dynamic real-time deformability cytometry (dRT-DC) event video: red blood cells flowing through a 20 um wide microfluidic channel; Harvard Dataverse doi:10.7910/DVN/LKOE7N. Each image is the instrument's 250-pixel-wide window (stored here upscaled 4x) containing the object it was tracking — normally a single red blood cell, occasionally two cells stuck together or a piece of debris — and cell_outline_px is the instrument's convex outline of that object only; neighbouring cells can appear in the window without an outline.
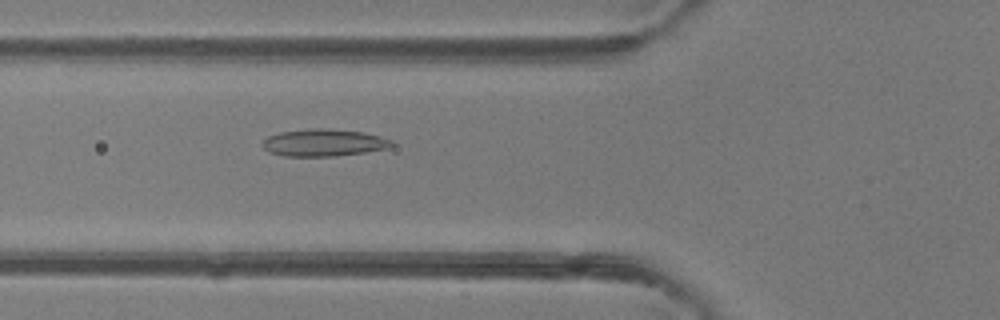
{"species": "common noctule bat (a hibernating species)", "species_latin": "Nyctalus noctula", "temperature_condition": "room temperature", "stored_images_in_passage": 34, "camera_frame_rate_fps": 3000, "um_per_image_px": 0.085, "animal": {"sex": "female"}, "frame": {"image": 1, "passage_image": 3, "time_ms": 0.667, "image_size_px": [1000, 320], "cell_outline_px": [[396, 144], [388, 148], [364, 152], [336, 156], [284, 156], [268, 152], [260, 144], [268, 136], [280, 132], [312, 128], [328, 128], [364, 132], [380, 136], [392, 140]], "centroid_in_image_um": [27.52, 12.12], "position_along_channel_um": 98.3, "area_um2": 20.63}}
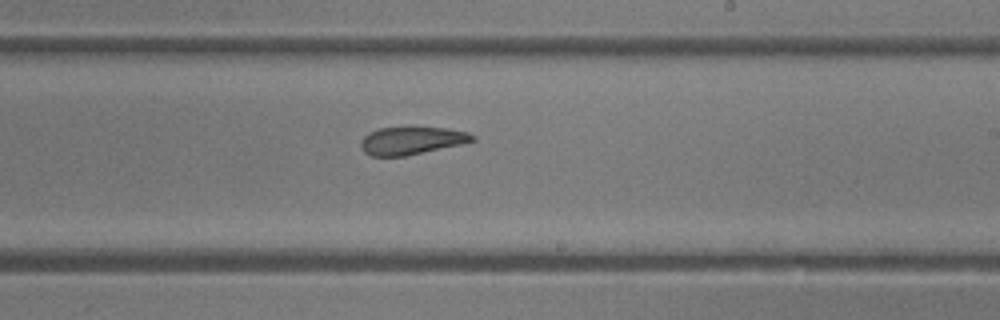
{"frame": {"image": 2, "passage_image": 14, "time_ms": 4.333, "image_size_px": [1000, 320], "cell_outline_px": [[476, 140], [460, 144], [404, 156], [372, 156], [364, 152], [360, 144], [360, 140], [368, 132], [380, 128], [412, 124], [416, 124], [448, 128], [468, 132], [476, 136]], "centroid_in_image_um": [34.98, 11.88], "position_along_channel_um": 254.0, "area_um2": 18.84}}
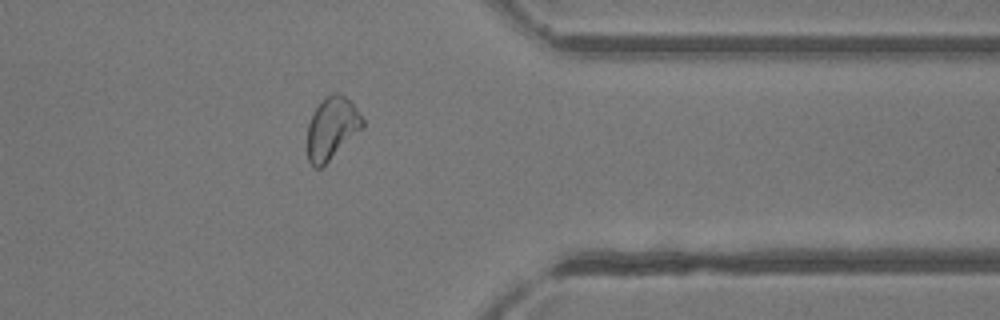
{"frame": {"image": 3, "passage_image": 24, "time_ms": 7.667, "image_size_px": [1000, 320], "cell_outline_px": [[364, 128], [320, 168], [312, 168], [308, 160], [308, 124], [312, 112], [324, 96], [332, 92], [340, 92], [356, 108], [364, 120]], "centroid_in_image_um": [28.2, 10.88], "position_along_channel_um": 383.2, "area_um2": 20.17}, "authors_computed_cell_mechanics": {"area_um2": 19.7098, "velocity_mm_per_s": 4.2431, "shape_relaxation_time_tau1_ms": null, "shape_relaxation_time_tau2_ms": 2.0092, "deformation_change_tau1": null, "deformation_change_tau2": 0.0916}}